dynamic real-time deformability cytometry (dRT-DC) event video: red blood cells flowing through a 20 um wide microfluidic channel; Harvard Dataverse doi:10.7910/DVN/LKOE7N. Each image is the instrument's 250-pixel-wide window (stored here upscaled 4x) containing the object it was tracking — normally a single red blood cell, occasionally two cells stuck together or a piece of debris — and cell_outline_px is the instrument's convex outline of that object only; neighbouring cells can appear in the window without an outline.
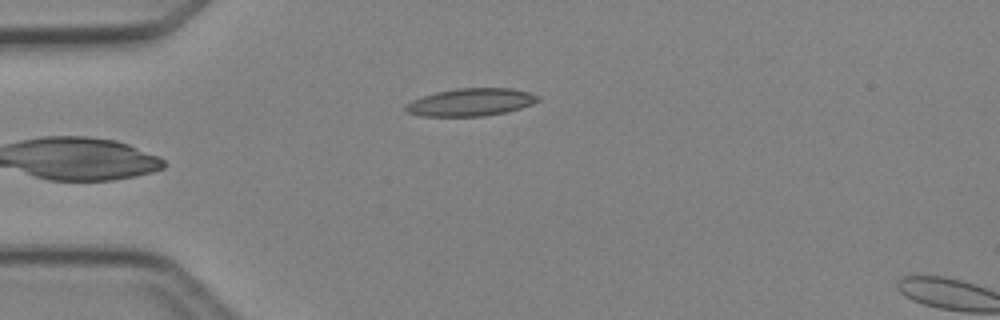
{"species": "Egyptian fruit bat (a non-hibernating species)", "species_latin": "Rousettus aegyptiacus", "temperature_condition": "cold", "stored_images_in_passage": 5, "camera_frame_rate_fps": 3000, "um_per_image_px": 0.085, "animal": {"sex": "female"}, "frame": {"image": 1, "passage_image": 5, "time_ms": 5.0, "image_size_px": [1000, 320], "cell_outline_px": [[540, 100], [532, 104], [520, 108], [504, 112], [484, 116], [420, 116], [408, 112], [404, 108], [404, 104], [412, 100], [436, 92], [456, 88], [512, 88], [528, 92], [540, 96]], "centroid_in_image_um": [40.01, 8.68], "position_along_channel_um": 45.0, "area_um2": 21.27}}